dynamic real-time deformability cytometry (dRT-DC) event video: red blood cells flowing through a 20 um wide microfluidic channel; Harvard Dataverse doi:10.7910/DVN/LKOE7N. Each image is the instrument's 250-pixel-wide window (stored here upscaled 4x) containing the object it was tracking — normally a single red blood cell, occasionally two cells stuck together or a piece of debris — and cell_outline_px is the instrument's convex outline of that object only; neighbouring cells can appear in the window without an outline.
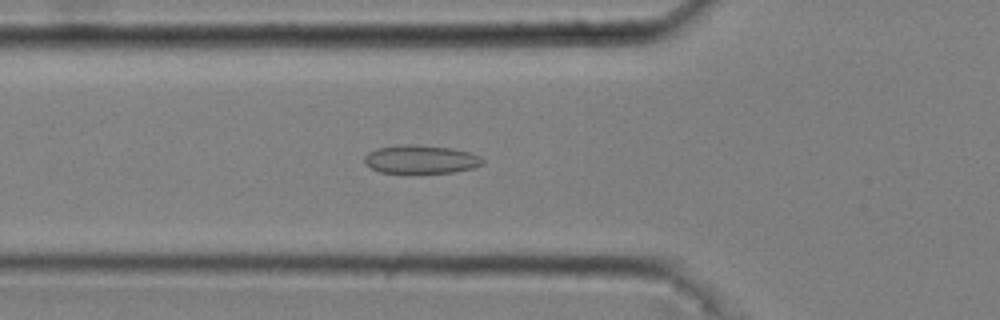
{"species": "common noctule bat (a hibernating species)", "species_latin": "Nyctalus noctula", "temperature_condition": "cold", "stored_images_in_passage": 52, "camera_frame_rate_fps": 3000, "um_per_image_px": 0.085, "animal": {"sex": "male", "body_mass_g": 20.4}, "frame": {"image": 1, "passage_image": 19, "time_ms": 6.0, "image_size_px": [1000, 320], "cell_outline_px": [[484, 164], [472, 168], [456, 172], [380, 172], [364, 164], [364, 156], [368, 152], [376, 148], [396, 144], [416, 144], [452, 148], [468, 152], [480, 156], [484, 160]], "centroid_in_image_um": [35.75, 13.52], "position_along_channel_um": 90.1, "area_um2": 19.65}}
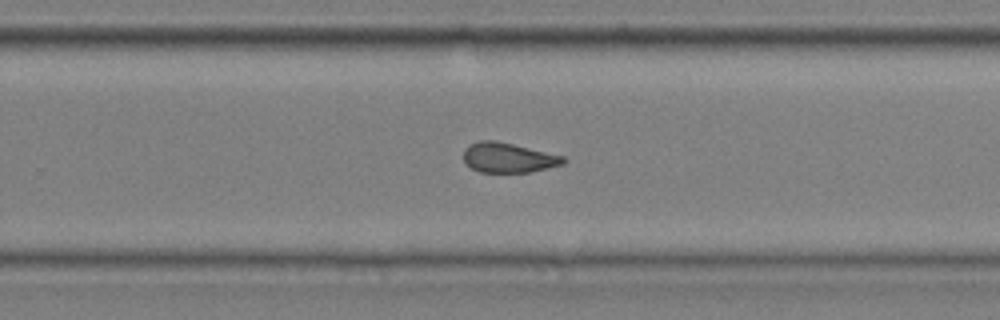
{"frame": {"image": 2, "passage_image": 35, "time_ms": 11.333, "image_size_px": [1000, 320], "cell_outline_px": [[568, 160], [564, 164], [548, 168], [528, 172], [480, 172], [472, 168], [464, 160], [464, 148], [468, 144], [480, 140], [496, 140], [564, 156]], "centroid_in_image_um": [43.21, 13.39], "position_along_channel_um": 286.6, "area_um2": 17.4}}
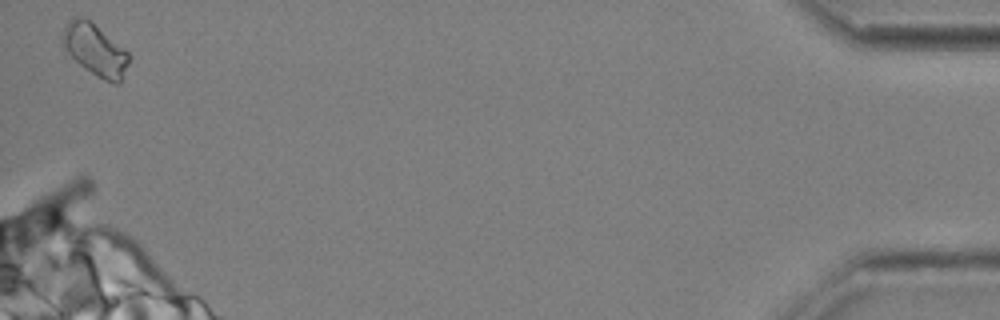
{"frame": {"image": 3, "passage_image": 52, "time_ms": 17.0, "image_size_px": [1000, 320], "cell_outline_px": [[128, 64], [120, 84], [116, 84], [104, 80], [96, 76], [84, 68], [60, 44], [60, 36], [64, 28], [72, 20], [88, 20], [124, 48], [128, 52]], "centroid_in_image_um": [8.09, 4.3], "position_along_channel_um": 427.1, "area_um2": 19.36}, "authors_computed_cell_mechanics": {"area_um2": 18.2648, "velocity_mm_per_s": 3.6807, "shape_relaxation_time_tau1_ms": null, "shape_relaxation_time_tau2_ms": 2.9999, "deformation_change_tau1": null, "deformation_change_tau2": 0.1019}}